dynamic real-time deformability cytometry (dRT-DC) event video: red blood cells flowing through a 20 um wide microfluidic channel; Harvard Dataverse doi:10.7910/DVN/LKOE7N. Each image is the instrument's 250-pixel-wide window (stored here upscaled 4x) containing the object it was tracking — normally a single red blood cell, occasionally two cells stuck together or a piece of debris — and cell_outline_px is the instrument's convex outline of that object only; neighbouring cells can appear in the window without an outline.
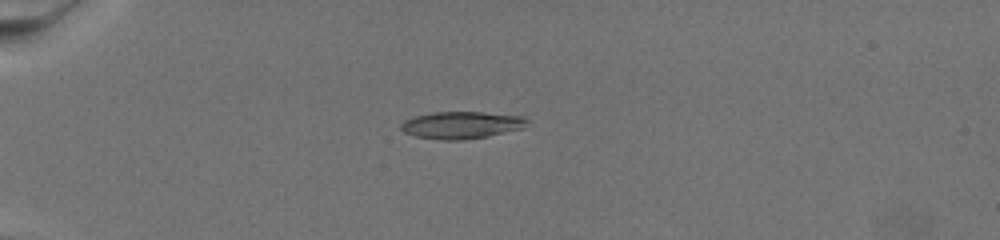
{"species": "common noctule bat (a hibernating species)", "species_latin": "Nyctalus noctula", "temperature_condition": "warm", "stored_images_in_passage": 51, "camera_frame_rate_fps": 3000, "um_per_image_px": 0.085, "animal": {"sex": "female", "body_mass_g": 19.5, "forearm_length_mm": 54.1}, "frame": {"image": 1, "passage_image": 1, "time_ms": 0.0, "image_size_px": [1000, 240], "cell_outline_px": [[528, 120], [524, 128], [488, 136], [464, 140], [440, 140], [416, 136], [404, 132], [400, 128], [400, 124], [404, 120], [416, 116], [432, 112], [484, 112], [524, 116]], "centroid_in_image_um": [39.23, 10.63], "position_along_channel_um": 45.8, "area_um2": 20.06}}
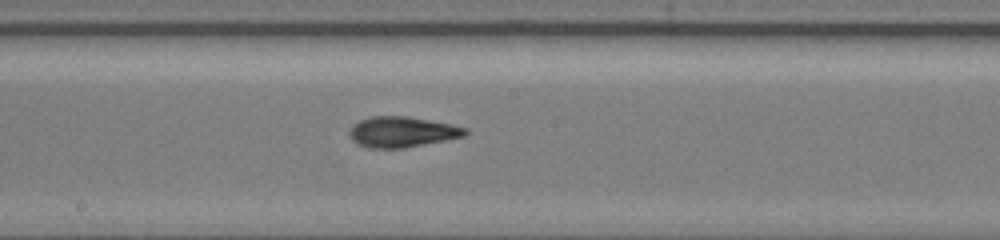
{"frame": {"image": 2, "passage_image": 22, "time_ms": 7.0, "image_size_px": [1000, 240], "cell_outline_px": [[468, 132], [464, 136], [404, 148], [368, 148], [356, 144], [348, 136], [348, 132], [352, 124], [360, 120], [372, 116], [408, 116], [468, 128]], "centroid_in_image_um": [34.1, 11.22], "position_along_channel_um": 214.1, "area_um2": 20.63}}
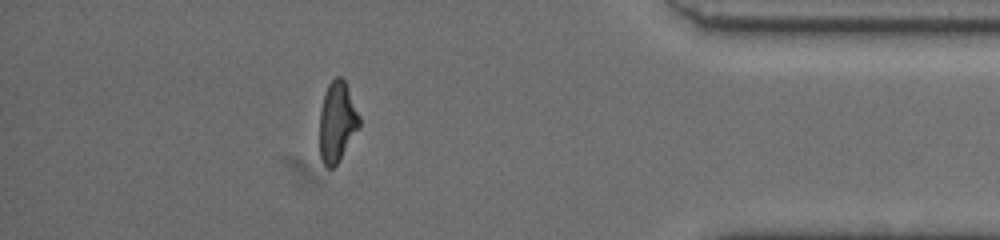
{"frame": {"image": 3, "passage_image": 44, "time_ms": 14.333, "image_size_px": [1000, 240], "cell_outline_px": [[360, 128], [340, 160], [332, 168], [328, 168], [320, 160], [320, 112], [324, 96], [328, 84], [336, 76], [340, 76], [344, 80], [360, 116]], "centroid_in_image_um": [28.67, 10.39], "position_along_channel_um": 406.5, "area_um2": 18.61}}